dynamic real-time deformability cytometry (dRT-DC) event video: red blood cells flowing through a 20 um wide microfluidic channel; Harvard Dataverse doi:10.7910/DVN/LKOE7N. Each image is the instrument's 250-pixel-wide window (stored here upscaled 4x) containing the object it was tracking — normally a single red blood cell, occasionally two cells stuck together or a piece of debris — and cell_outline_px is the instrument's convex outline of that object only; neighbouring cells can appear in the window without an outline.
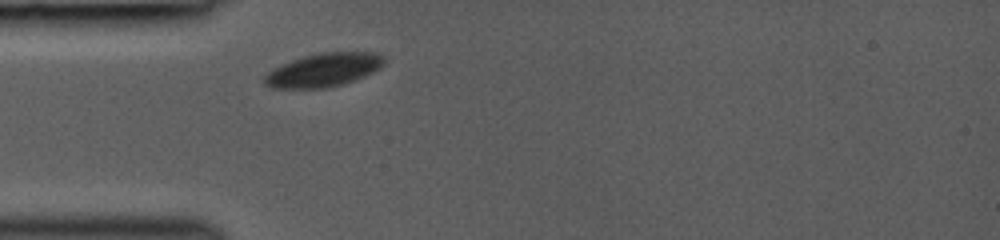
{"species": "common noctule bat (a hibernating species)", "species_latin": "Nyctalus noctula", "temperature_condition": "room temperature", "stored_images_in_passage": 1, "camera_frame_rate_fps": 3000, "um_per_image_px": 0.085, "animal": {"sex": "female", "body_mass_g": 19.0, "forearm_length_mm": 53.3}, "frame": {"image": 1, "passage_image": 1, "time_ms": 0.0, "image_size_px": [1000, 240], "cell_outline_px": [[384, 64], [380, 68], [356, 80], [344, 84], [328, 88], [268, 88], [264, 84], [264, 76], [268, 72], [280, 64], [304, 56], [320, 52], [376, 52], [384, 56]], "centroid_in_image_um": [27.5, 5.95], "position_along_channel_um": 57.5, "area_um2": 23.58}}